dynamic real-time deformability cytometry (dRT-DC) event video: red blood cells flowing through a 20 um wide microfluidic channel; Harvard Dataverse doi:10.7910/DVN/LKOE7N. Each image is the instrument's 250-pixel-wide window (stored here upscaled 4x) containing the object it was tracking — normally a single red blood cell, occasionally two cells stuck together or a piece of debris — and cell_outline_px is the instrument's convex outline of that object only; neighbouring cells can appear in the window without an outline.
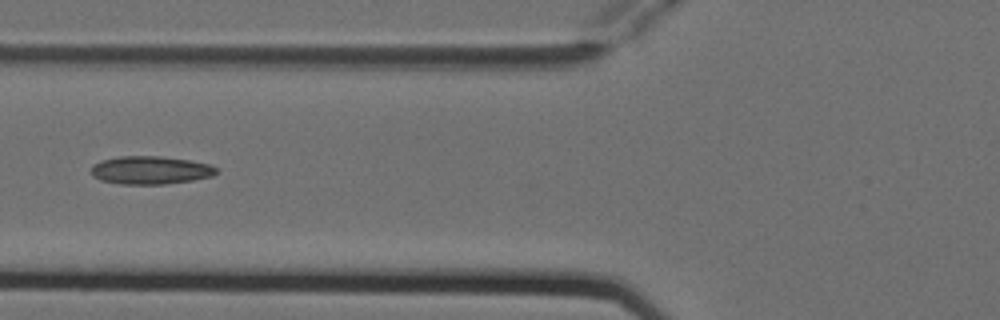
{"species": "Egyptian fruit bat (a non-hibernating species)", "species_latin": "Rousettus aegyptiacus", "temperature_condition": "cold", "stored_images_in_passage": 5, "camera_frame_rate_fps": 3000, "um_per_image_px": 0.085, "animal": {"sex": "female"}, "frame": {"image": 1, "passage_image": 5, "time_ms": 1.333, "image_size_px": [1000, 320], "cell_outline_px": [[220, 172], [212, 176], [192, 180], [164, 184], [120, 184], [100, 180], [92, 176], [92, 164], [100, 160], [120, 156], [160, 156], [188, 160], [208, 164], [216, 168]], "centroid_in_image_um": [12.76, 14.46], "position_along_channel_um": 113.0, "area_um2": 20.52}}